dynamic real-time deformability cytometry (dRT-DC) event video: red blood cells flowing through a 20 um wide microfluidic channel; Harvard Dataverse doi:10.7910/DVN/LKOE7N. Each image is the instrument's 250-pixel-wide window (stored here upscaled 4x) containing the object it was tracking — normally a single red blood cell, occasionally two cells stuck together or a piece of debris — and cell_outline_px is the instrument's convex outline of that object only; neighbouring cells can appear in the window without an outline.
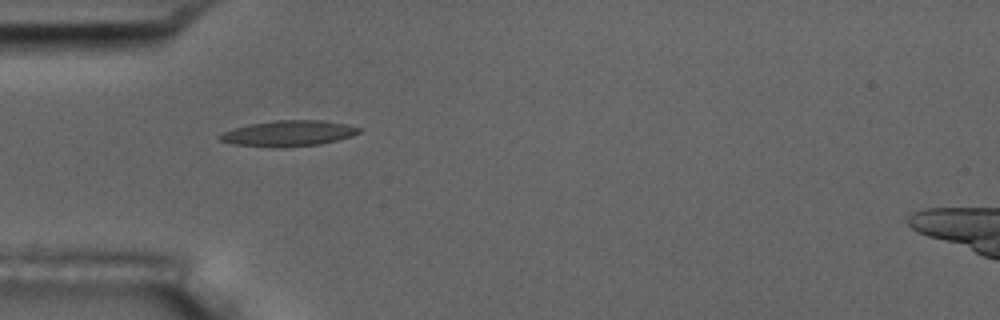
{"species": "common noctule bat (a hibernating species)", "species_latin": "Nyctalus noctula", "temperature_condition": "room temperature", "stored_images_in_passage": 2, "camera_frame_rate_fps": 3000, "um_per_image_px": 0.085, "animal": {"sex": "male", "body_mass_g": 17.5, "forearm_length_mm": 52.3}, "frame": {"image": 1, "passage_image": 1, "time_ms": 0.0, "image_size_px": [1000, 320], "cell_outline_px": [[364, 128], [360, 132], [352, 136], [320, 144], [284, 148], [272, 148], [232, 144], [220, 140], [216, 136], [224, 132], [248, 124], [276, 120], [320, 120], [348, 124]], "centroid_in_image_um": [24.54, 11.34], "position_along_channel_um": 60.5, "area_um2": 21.15}}